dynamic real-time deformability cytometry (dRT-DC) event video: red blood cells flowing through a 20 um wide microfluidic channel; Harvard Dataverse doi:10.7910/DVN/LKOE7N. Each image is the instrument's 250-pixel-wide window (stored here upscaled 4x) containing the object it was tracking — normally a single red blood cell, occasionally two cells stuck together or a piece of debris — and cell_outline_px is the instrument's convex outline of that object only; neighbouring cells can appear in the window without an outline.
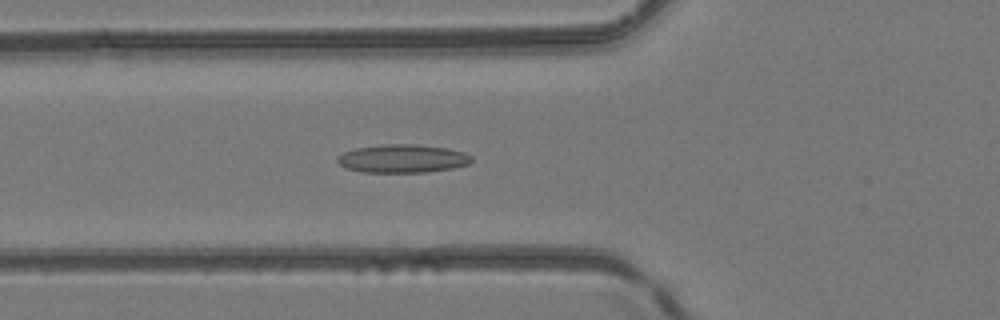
{"species": "common noctule bat (a hibernating species)", "species_latin": "Nyctalus noctula", "temperature_condition": "room temperature", "stored_images_in_passage": 47, "camera_frame_rate_fps": 3000, "um_per_image_px": 0.085, "animal": {"sex": "female", "body_mass_g": 24.6, "forearm_length_mm": 56.2}, "frame": {"image": 1, "passage_image": 18, "time_ms": 5.667, "image_size_px": [1000, 320], "cell_outline_px": [[472, 160], [468, 164], [452, 168], [424, 172], [364, 172], [344, 168], [336, 160], [344, 152], [356, 148], [384, 144], [416, 144], [448, 148], [464, 152], [472, 156]], "centroid_in_image_um": [34.23, 13.47], "position_along_channel_um": 91.6, "area_um2": 22.02}}
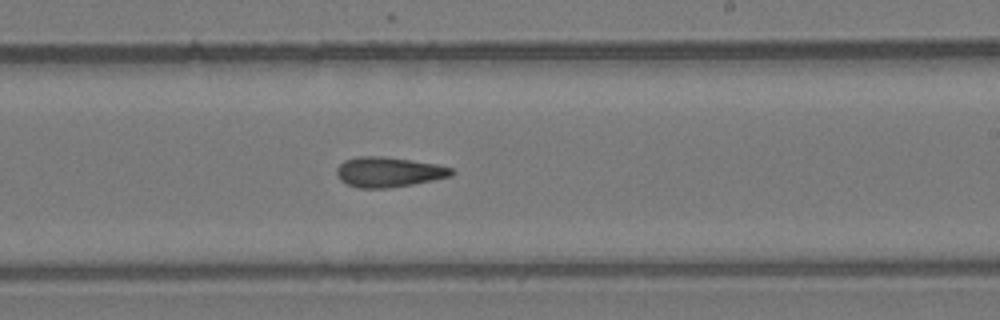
{"frame": {"image": 2, "passage_image": 29, "time_ms": 9.333, "image_size_px": [1000, 320], "cell_outline_px": [[456, 172], [452, 176], [412, 184], [388, 188], [356, 188], [340, 180], [336, 172], [336, 168], [344, 160], [356, 156], [384, 156], [436, 164], [452, 168]], "centroid_in_image_um": [33.02, 14.62], "position_along_channel_um": 256.0, "area_um2": 20.17}}
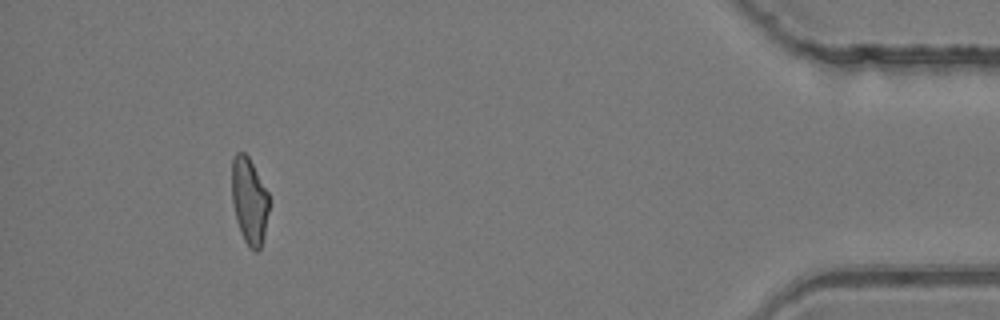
{"frame": {"image": 3, "passage_image": 44, "time_ms": 14.333, "image_size_px": [1000, 320], "cell_outline_px": [[268, 212], [264, 236], [260, 248], [256, 252], [248, 248], [240, 232], [236, 220], [232, 200], [232, 160], [236, 152], [244, 152], [248, 156], [268, 192]], "centroid_in_image_um": [21.18, 17.09], "position_along_channel_um": 414.0, "area_um2": 18.73}}